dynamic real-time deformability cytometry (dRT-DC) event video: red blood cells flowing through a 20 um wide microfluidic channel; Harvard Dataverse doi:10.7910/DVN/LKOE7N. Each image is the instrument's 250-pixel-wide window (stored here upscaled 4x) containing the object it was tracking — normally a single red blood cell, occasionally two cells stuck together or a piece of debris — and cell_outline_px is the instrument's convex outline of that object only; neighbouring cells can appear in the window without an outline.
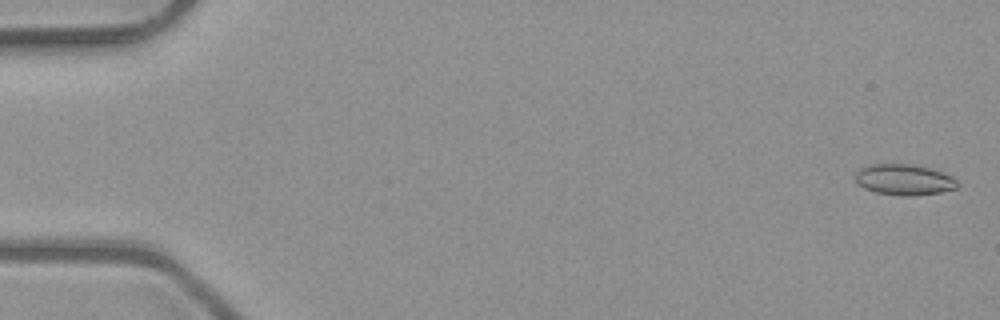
{"species": "common noctule bat (a hibernating species)", "species_latin": "Nyctalus noctula", "temperature_condition": "room temperature", "stored_images_in_passage": 6, "camera_frame_rate_fps": 3000, "um_per_image_px": 0.085, "animal": {"sex": "male", "body_mass_g": 23.1, "forearm_length_mm": 52.7}, "frame": {"image": 1, "passage_image": 1, "time_ms": 0.0, "image_size_px": [1000, 320], "cell_outline_px": [[960, 184], [956, 188], [940, 192], [912, 196], [904, 196], [876, 192], [864, 188], [856, 184], [856, 172], [860, 168], [868, 164], [912, 164], [944, 172], [952, 176]], "centroid_in_image_um": [76.85, 15.27], "position_along_channel_um": 8.2, "area_um2": 18.44}}
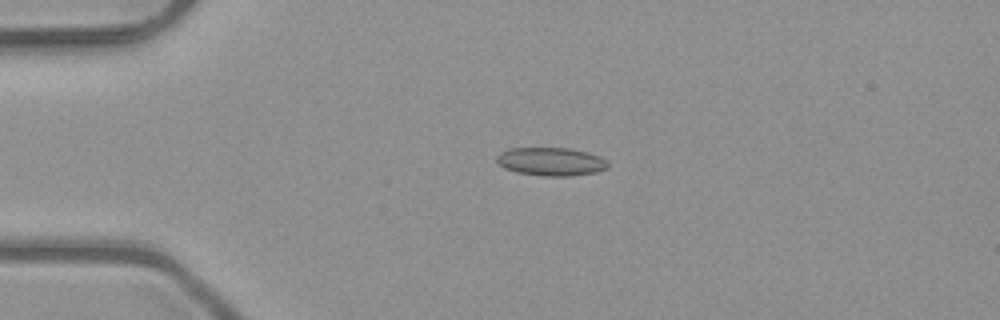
{"frame": {"image": 2, "passage_image": 4, "time_ms": 1.0, "image_size_px": [1000, 320], "cell_outline_px": [[608, 168], [596, 172], [568, 176], [544, 176], [516, 172], [504, 168], [496, 160], [496, 156], [500, 152], [508, 148], [568, 148], [588, 152], [600, 156], [608, 164]], "centroid_in_image_um": [46.81, 13.73], "position_along_channel_um": 38.2, "area_um2": 18.32}}
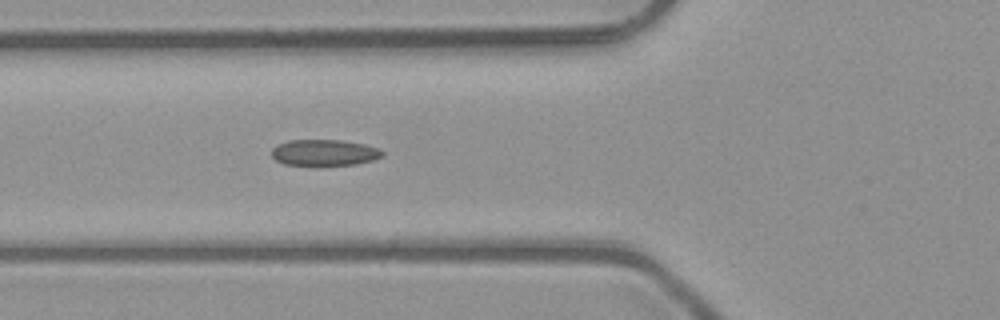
{"frame": {"image": 3, "passage_image": 6, "time_ms": 1.667, "image_size_px": [1000, 320], "cell_outline_px": [[384, 156], [372, 160], [356, 164], [320, 168], [316, 168], [284, 164], [276, 160], [272, 156], [272, 148], [276, 144], [288, 140], [340, 140], [364, 144], [380, 148], [384, 152]], "centroid_in_image_um": [27.55, 13.02], "position_along_channel_um": 98.2, "area_um2": 17.8}}